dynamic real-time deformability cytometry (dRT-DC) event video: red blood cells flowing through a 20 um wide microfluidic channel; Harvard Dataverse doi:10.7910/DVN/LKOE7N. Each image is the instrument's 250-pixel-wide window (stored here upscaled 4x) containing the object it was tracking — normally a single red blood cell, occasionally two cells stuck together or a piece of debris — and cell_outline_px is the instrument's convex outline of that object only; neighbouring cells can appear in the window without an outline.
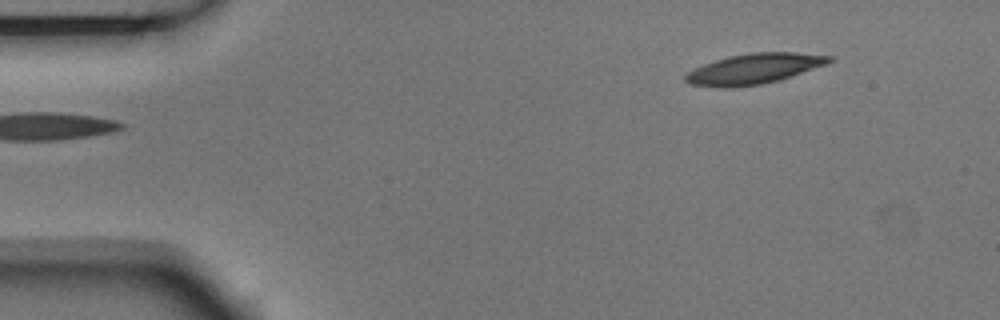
{"species": "Egyptian fruit bat (a non-hibernating species)", "species_latin": "Rousettus aegyptiacus", "temperature_condition": "room temperature", "stored_images_in_passage": 5, "segment_of_instrument_passage": [2, 2], "camera_frame_rate_fps": 3000, "um_per_image_px": 0.085, "animal": {"sex": "male"}, "frame": {"image": 1, "passage_image": 5, "time_ms": 1.333, "image_size_px": [1000, 320], "cell_outline_px": [[836, 60], [828, 64], [780, 80], [760, 84], [732, 88], [724, 88], [692, 84], [684, 80], [684, 76], [688, 72], [704, 64], [728, 56], [748, 52], [796, 52], [836, 56]], "centroid_in_image_um": [64.18, 5.83], "position_along_channel_um": 20.8, "area_um2": 25.66}}